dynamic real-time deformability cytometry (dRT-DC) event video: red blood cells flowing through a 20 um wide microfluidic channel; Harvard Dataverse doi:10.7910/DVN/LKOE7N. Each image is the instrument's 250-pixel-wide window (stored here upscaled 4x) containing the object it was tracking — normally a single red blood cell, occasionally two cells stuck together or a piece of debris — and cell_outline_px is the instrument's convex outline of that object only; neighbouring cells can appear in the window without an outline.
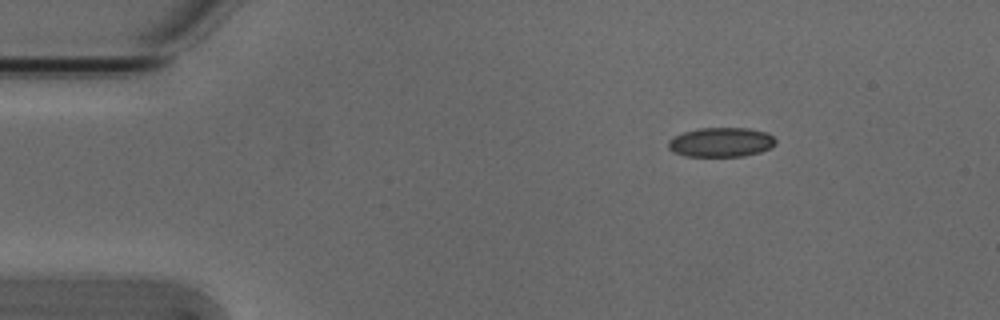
{"species": "Egyptian fruit bat (a non-hibernating species)", "species_latin": "Rousettus aegyptiacus", "temperature_condition": "cold", "stored_images_in_passage": 4, "segment_of_instrument_passage": [1, 2], "camera_frame_rate_fps": 3000, "um_per_image_px": 0.085, "animal": {"sex": "male"}, "frame": {"image": 1, "passage_image": 1, "time_ms": 0.0, "image_size_px": [1000, 320], "cell_outline_px": [[776, 144], [760, 152], [744, 156], [684, 156], [672, 152], [668, 148], [668, 140], [672, 136], [696, 128], [748, 128], [764, 132], [772, 136], [776, 140]], "centroid_in_image_um": [61.23, 12.09], "position_along_channel_um": 23.8, "area_um2": 18.5}}